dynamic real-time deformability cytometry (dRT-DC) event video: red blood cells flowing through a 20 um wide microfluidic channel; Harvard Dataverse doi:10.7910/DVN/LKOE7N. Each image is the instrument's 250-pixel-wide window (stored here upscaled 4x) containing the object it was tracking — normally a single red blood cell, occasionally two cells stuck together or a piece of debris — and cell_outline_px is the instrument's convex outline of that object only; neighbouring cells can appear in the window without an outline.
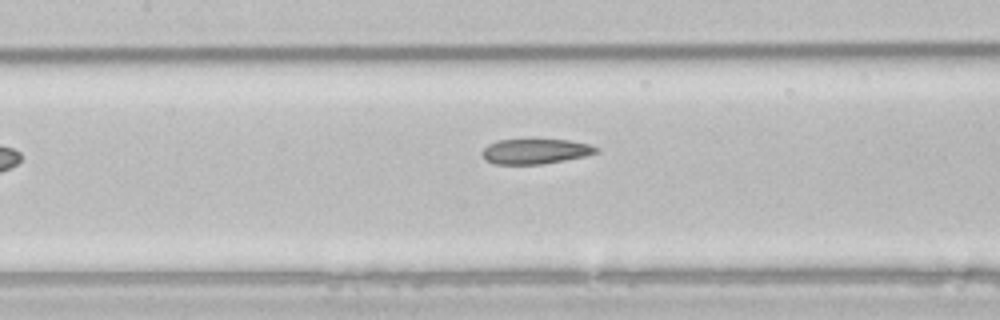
{"species": "common noctule bat (a hibernating species)", "species_latin": "Nyctalus noctula", "temperature_condition": "room temperature", "stored_images_in_passage": 7, "camera_frame_rate_fps": 3000, "um_per_image_px": 0.085, "animal": {"sex": "male", "body_mass_g": 21.5, "forearm_length_mm": 52.0}, "frame": {"image": 1, "passage_image": 6, "time_ms": 6.0, "image_size_px": [1000, 320], "cell_outline_px": [[600, 152], [584, 156], [564, 160], [540, 164], [496, 164], [484, 160], [480, 152], [488, 144], [496, 140], [528, 136], [532, 136], [568, 140], [588, 144], [600, 148]], "centroid_in_image_um": [45.46, 12.8], "position_along_channel_um": 161.9, "area_um2": 17.74}}
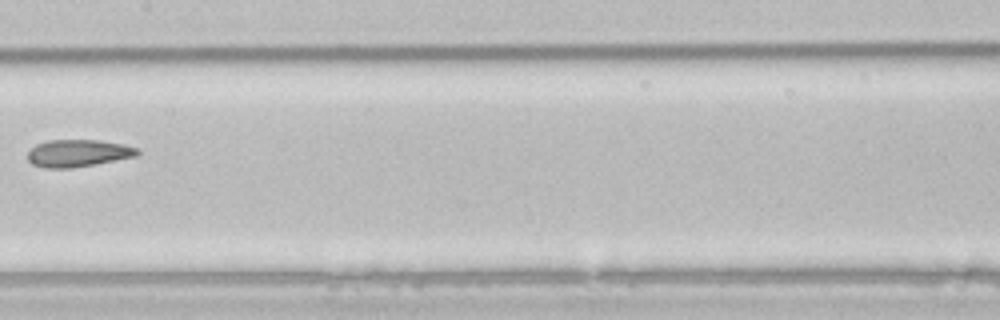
{"frame": {"image": 2, "passage_image": 7, "time_ms": 7.0, "image_size_px": [1000, 320], "cell_outline_px": [[140, 152], [136, 156], [96, 164], [72, 168], [44, 168], [32, 164], [28, 160], [28, 152], [36, 144], [48, 140], [100, 140], [124, 144], [136, 148]], "centroid_in_image_um": [6.62, 13.02], "position_along_channel_um": 200.8, "area_um2": 17.46}}